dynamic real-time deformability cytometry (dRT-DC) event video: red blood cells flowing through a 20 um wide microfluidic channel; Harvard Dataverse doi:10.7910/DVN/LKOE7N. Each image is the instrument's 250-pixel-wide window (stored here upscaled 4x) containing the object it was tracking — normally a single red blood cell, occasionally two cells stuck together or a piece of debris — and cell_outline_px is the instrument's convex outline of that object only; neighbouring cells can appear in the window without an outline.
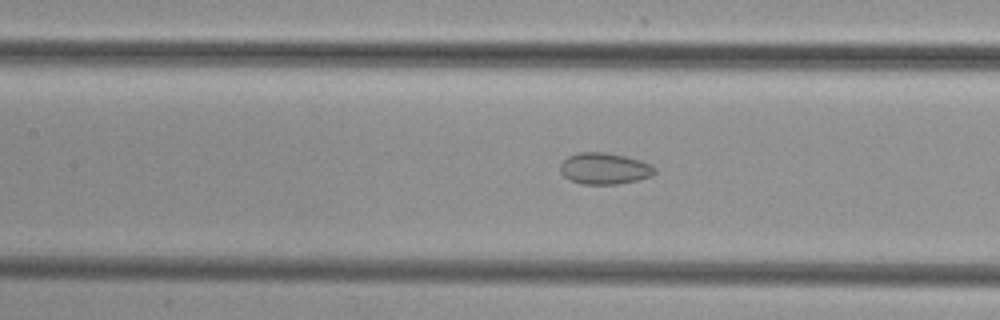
{"species": "common noctule bat (a hibernating species)", "species_latin": "Nyctalus noctula", "temperature_condition": "cold", "stored_images_in_passage": 35, "camera_frame_rate_fps": 3000, "um_per_image_px": 0.085, "animal": {"sex": "female", "body_mass_g": 29.2, "forearm_length_mm": 56.3}, "frame": {"image": 1, "passage_image": 10, "time_ms": 3.0, "image_size_px": [1000, 320], "cell_outline_px": [[656, 172], [652, 176], [636, 180], [616, 184], [580, 184], [564, 176], [560, 172], [560, 164], [568, 156], [580, 152], [604, 152], [624, 156], [640, 160], [656, 168]], "centroid_in_image_um": [51.36, 14.32], "position_along_channel_um": 156.0, "area_um2": 17.17}}
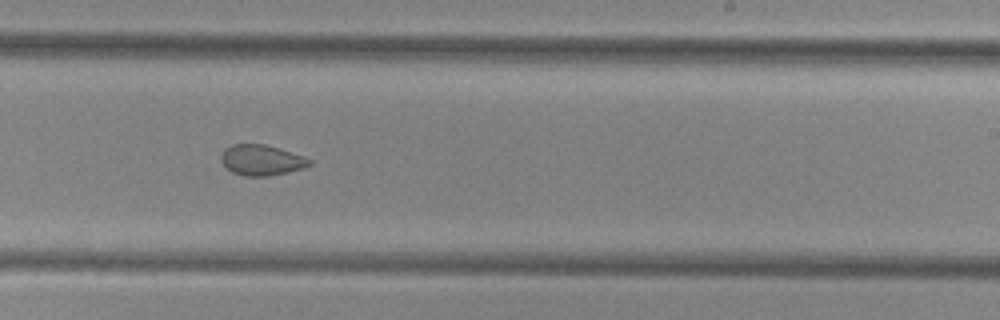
{"frame": {"image": 2, "passage_image": 18, "time_ms": 5.667, "image_size_px": [1000, 320], "cell_outline_px": [[312, 164], [304, 168], [288, 172], [268, 176], [244, 176], [232, 172], [220, 160], [220, 156], [224, 148], [232, 144], [264, 144], [312, 160]], "centroid_in_image_um": [22.18, 13.62], "position_along_channel_um": 266.8, "area_um2": 15.55}}
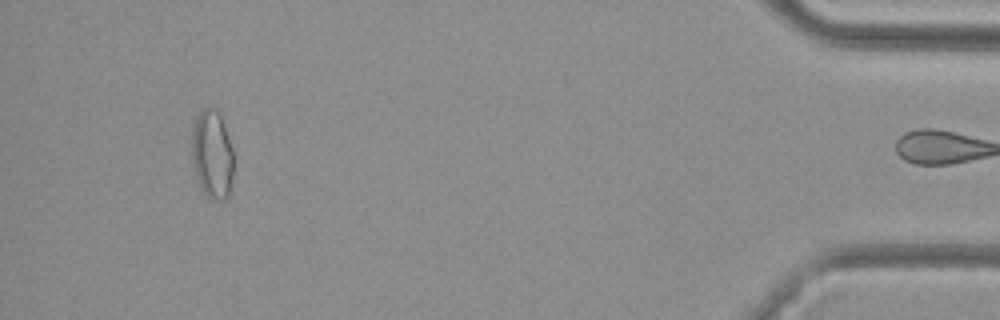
{"frame": {"image": 3, "passage_image": 34, "time_ms": 11.0, "image_size_px": [1000, 320], "cell_outline_px": [[232, 176], [228, 196], [224, 200], [220, 200], [208, 196], [204, 192], [196, 176], [192, 160], [192, 128], [196, 116], [204, 108], [212, 108], [220, 112], [232, 148]], "centroid_in_image_um": [18.03, 13.08], "position_along_channel_um": 417.2, "area_um2": 21.27}}